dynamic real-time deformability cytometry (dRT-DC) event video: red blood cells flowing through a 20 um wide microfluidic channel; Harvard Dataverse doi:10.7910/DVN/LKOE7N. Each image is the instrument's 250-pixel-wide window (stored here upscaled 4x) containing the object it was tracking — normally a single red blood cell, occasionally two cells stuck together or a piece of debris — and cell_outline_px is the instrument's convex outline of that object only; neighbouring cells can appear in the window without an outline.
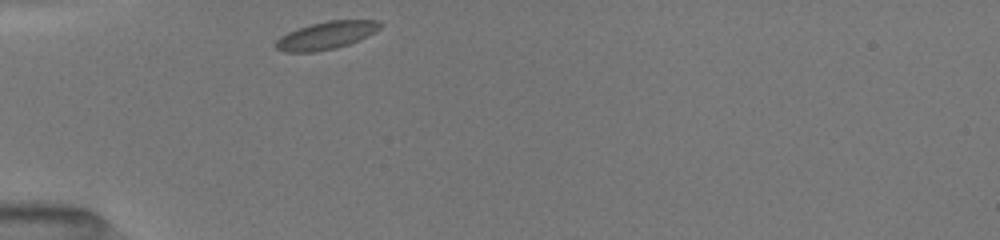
{"species": "common noctule bat (a hibernating species)", "species_latin": "Nyctalus noctula", "temperature_condition": "room temperature", "stored_images_in_passage": 30, "camera_frame_rate_fps": 3000, "um_per_image_px": 0.085, "animal": {"sex": "female", "body_mass_g": 19.5, "forearm_length_mm": 54.1}, "frame": {"image": 1, "passage_image": 1, "time_ms": 0.0, "image_size_px": [1000, 240], "cell_outline_px": [[384, 24], [380, 28], [348, 44], [336, 48], [312, 52], [284, 52], [276, 48], [272, 44], [280, 36], [288, 32], [312, 24], [328, 20], [380, 20]], "centroid_in_image_um": [27.68, 3.01], "position_along_channel_um": 57.3, "area_um2": 16.65}}
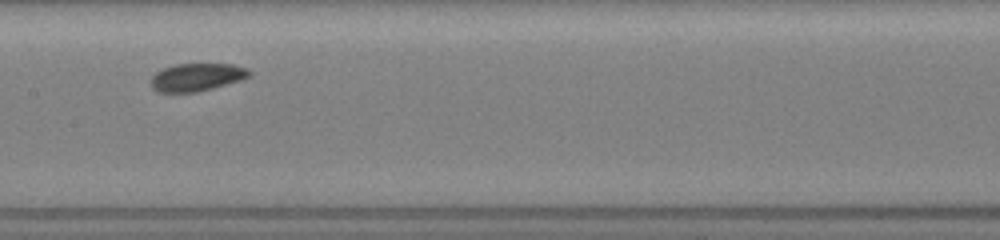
{"frame": {"image": 2, "passage_image": 12, "time_ms": 3.667, "image_size_px": [1000, 240], "cell_outline_px": [[252, 76], [240, 80], [212, 88], [196, 92], [156, 92], [152, 88], [152, 76], [156, 72], [164, 68], [176, 64], [232, 64], [248, 68], [252, 72]], "centroid_in_image_um": [16.75, 6.55], "position_along_channel_um": 190.6, "area_um2": 15.9}}
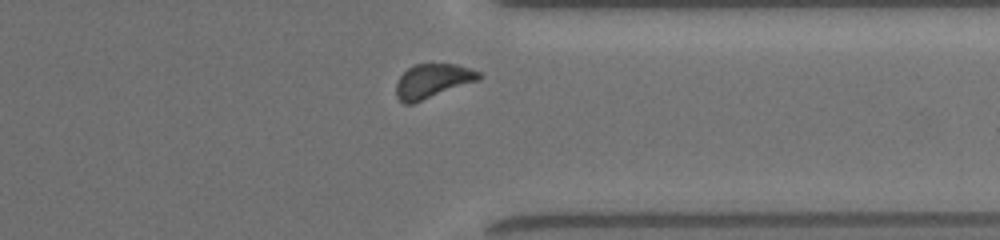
{"frame": {"image": 3, "passage_image": 26, "time_ms": 8.333, "image_size_px": [1000, 240], "cell_outline_px": [[484, 76], [480, 80], [412, 104], [404, 104], [396, 96], [396, 84], [400, 76], [408, 68], [416, 64], [456, 64], [472, 68], [480, 72]], "centroid_in_image_um": [36.81, 6.88], "position_along_channel_um": 374.6, "area_um2": 16.65}, "authors_computed_cell_mechanics": {"area_um2": 16.4152, "velocity_mm_per_s": 3.9511, "shape_relaxation_time_tau1_ms": 0.7362, "shape_relaxation_time_tau2_ms": null, "deformation_change_tau1": 0.0452, "deformation_change_tau2": null}}